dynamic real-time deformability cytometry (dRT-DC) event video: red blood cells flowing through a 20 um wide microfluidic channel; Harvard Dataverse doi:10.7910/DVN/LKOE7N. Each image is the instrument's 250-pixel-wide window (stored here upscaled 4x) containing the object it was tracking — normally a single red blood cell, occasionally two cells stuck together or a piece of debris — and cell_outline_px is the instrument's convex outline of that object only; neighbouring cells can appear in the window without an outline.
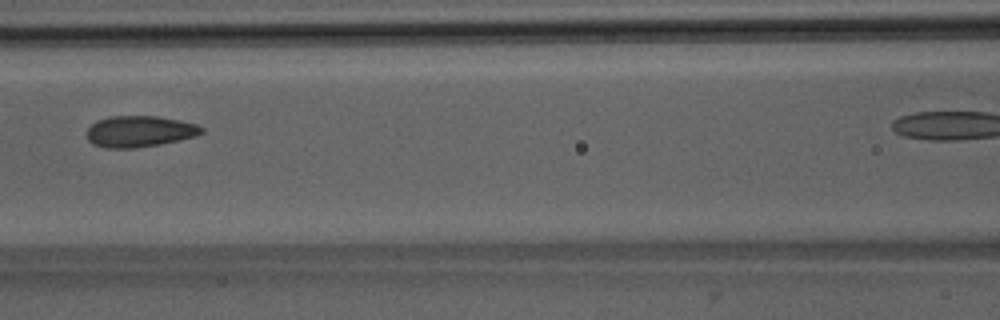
{"species": "Egyptian fruit bat (a non-hibernating species)", "species_latin": "Rousettus aegyptiacus", "temperature_condition": "room temperature", "stored_images_in_passage": 3, "camera_frame_rate_fps": 3000, "um_per_image_px": 0.085, "animal": {"sex": "male"}, "frame": {"image": 1, "passage_image": 3, "time_ms": 2.0, "image_size_px": [1000, 320], "cell_outline_px": [[204, 132], [196, 136], [180, 140], [160, 144], [136, 148], [104, 148], [92, 144], [88, 140], [88, 128], [96, 120], [112, 116], [156, 116], [180, 120], [196, 124], [204, 128]], "centroid_in_image_um": [11.87, 11.17], "position_along_channel_um": 154.7, "area_um2": 20.98}}